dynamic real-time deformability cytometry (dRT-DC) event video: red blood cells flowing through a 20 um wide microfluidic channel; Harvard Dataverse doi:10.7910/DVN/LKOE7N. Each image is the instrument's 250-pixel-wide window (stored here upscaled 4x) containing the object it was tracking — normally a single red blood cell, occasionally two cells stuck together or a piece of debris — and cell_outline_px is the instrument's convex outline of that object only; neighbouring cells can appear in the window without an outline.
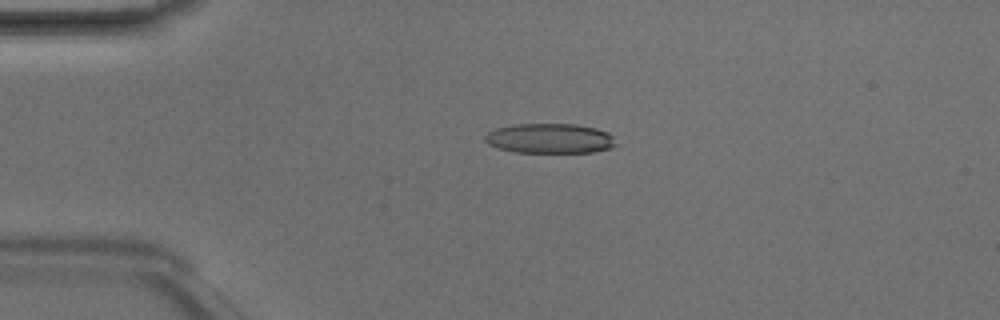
{"species": "Egyptian fruit bat (a non-hibernating species)", "species_latin": "Rousettus aegyptiacus", "temperature_condition": "room temperature", "stored_images_in_passage": 4, "camera_frame_rate_fps": 3000, "um_per_image_px": 0.085, "animal": {"sex": "male"}, "frame": {"image": 1, "passage_image": 4, "time_ms": 1.0, "image_size_px": [1000, 320], "cell_outline_px": [[616, 144], [612, 148], [596, 152], [516, 152], [500, 148], [488, 144], [484, 140], [484, 136], [488, 132], [496, 128], [516, 124], [576, 124], [596, 128], [608, 132], [612, 136]], "centroid_in_image_um": [46.75, 11.76], "position_along_channel_um": 38.2, "area_um2": 22.77}}